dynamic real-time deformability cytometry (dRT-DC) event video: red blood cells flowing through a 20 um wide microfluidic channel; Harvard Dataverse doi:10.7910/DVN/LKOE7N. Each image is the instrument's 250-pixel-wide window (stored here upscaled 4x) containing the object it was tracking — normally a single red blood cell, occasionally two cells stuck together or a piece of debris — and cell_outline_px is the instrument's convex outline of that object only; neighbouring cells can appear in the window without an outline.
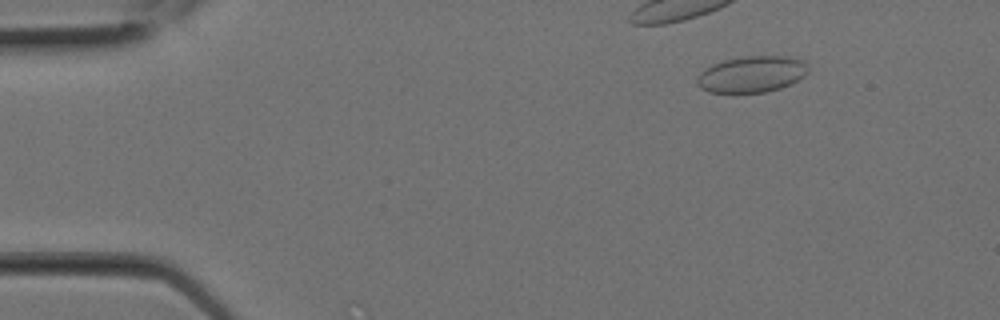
{"species": "Egyptian fruit bat (a non-hibernating species)", "species_latin": "Rousettus aegyptiacus", "temperature_condition": "room temperature", "stored_images_in_passage": 1, "camera_frame_rate_fps": 3000, "um_per_image_px": 0.085, "animal": {"sex": "female"}, "frame": {"image": 1, "passage_image": 1, "time_ms": 0.0, "image_size_px": [1000, 320], "cell_outline_px": [[808, 72], [804, 76], [792, 84], [780, 88], [764, 92], [708, 92], [700, 88], [696, 84], [696, 80], [700, 72], [704, 68], [712, 64], [724, 60], [744, 56], [788, 56], [804, 60], [808, 64]], "centroid_in_image_um": [63.91, 6.3], "position_along_channel_um": 21.1, "area_um2": 23.76}}